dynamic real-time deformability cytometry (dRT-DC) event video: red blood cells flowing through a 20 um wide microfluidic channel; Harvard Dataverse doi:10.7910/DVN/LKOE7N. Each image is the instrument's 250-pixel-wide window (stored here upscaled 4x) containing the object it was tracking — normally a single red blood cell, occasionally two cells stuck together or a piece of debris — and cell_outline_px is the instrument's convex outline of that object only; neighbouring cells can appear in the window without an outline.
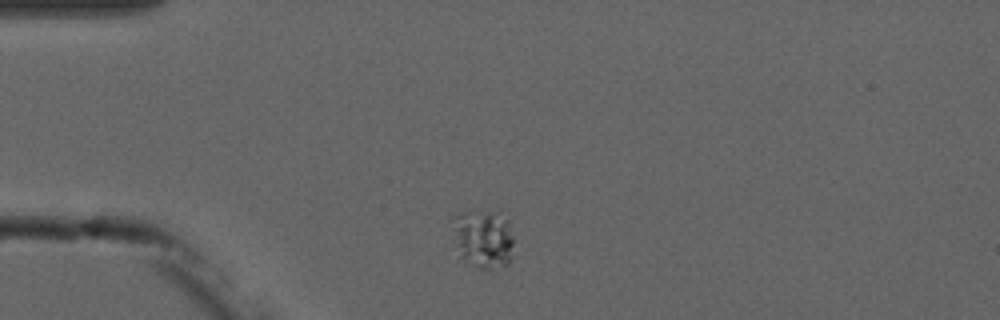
{"species": "common noctule bat (a hibernating species)", "species_latin": "Nyctalus noctula", "temperature_condition": "cold", "stored_images_in_passage": 3, "camera_frame_rate_fps": 3000, "um_per_image_px": 0.085, "animal": {"sex": "male", "forearm_length_mm": 52.5}, "frame": {"image": 1, "passage_image": 1, "time_ms": 0.0, "image_size_px": [1000, 320], "cell_outline_px": [[512, 244], [508, 264], [488, 268], [476, 268], [464, 260], [460, 256], [448, 220], [448, 216], [460, 212], [500, 208], [508, 220], [512, 236]], "centroid_in_image_um": [41.01, 20.16], "position_along_channel_um": 44.0, "area_um2": 21.79}}
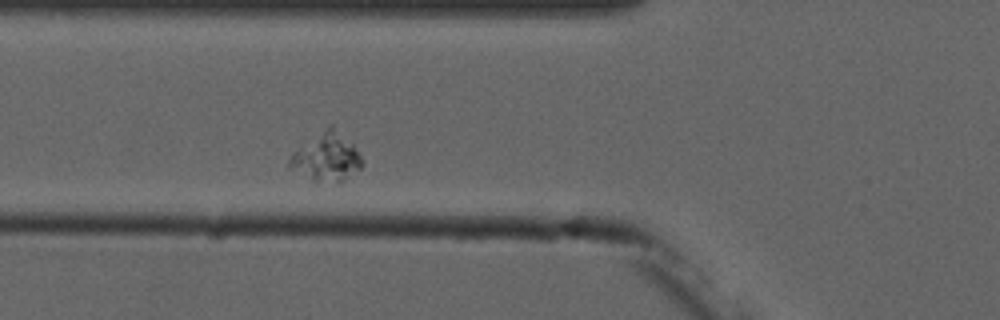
{"frame": {"image": 2, "passage_image": 3, "time_ms": 2.333, "image_size_px": [1000, 320], "cell_outline_px": [[364, 164], [360, 168], [344, 180], [312, 180], [288, 168], [288, 160], [296, 152], [328, 124], [332, 124], [352, 144], [364, 160]], "centroid_in_image_um": [27.78, 13.34], "position_along_channel_um": 98.0, "area_um2": 19.65}}